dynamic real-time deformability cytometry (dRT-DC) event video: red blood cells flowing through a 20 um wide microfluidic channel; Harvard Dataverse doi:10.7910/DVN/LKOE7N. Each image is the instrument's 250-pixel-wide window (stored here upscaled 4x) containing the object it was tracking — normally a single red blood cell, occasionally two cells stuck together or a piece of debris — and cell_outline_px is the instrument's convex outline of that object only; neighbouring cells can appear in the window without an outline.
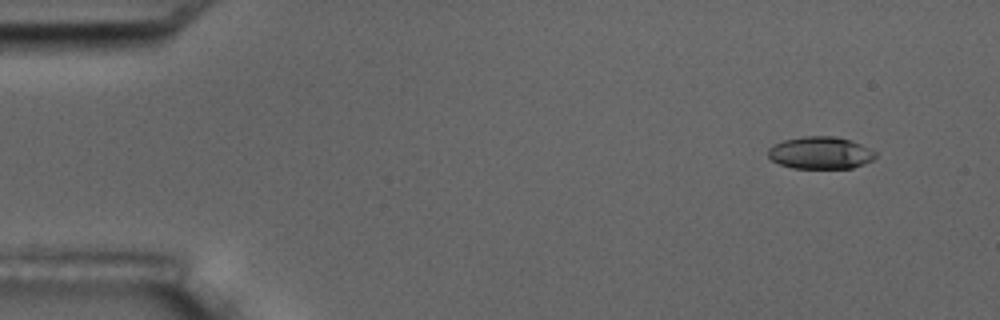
{"species": "common noctule bat (a hibernating species)", "species_latin": "Nyctalus noctula", "temperature_condition": "room temperature", "stored_images_in_passage": 5, "camera_frame_rate_fps": 3000, "um_per_image_px": 0.085, "animal": {"sex": "male", "body_mass_g": 17.5, "forearm_length_mm": 52.3}, "frame": {"image": 1, "passage_image": 1, "time_ms": 0.0, "image_size_px": [1000, 320], "cell_outline_px": [[876, 156], [872, 160], [864, 164], [852, 168], [792, 168], [780, 164], [772, 160], [768, 156], [768, 148], [784, 140], [804, 136], [836, 136], [852, 140], [876, 152]], "centroid_in_image_um": [69.74, 12.99], "position_along_channel_um": 15.3, "area_um2": 20.17}}
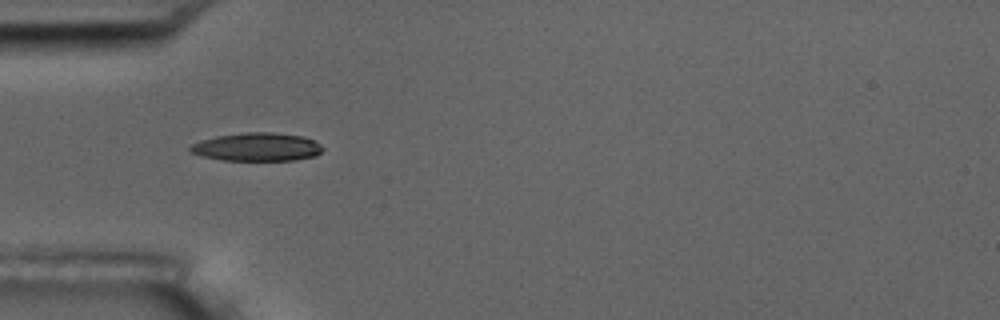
{"frame": {"image": 2, "passage_image": 4, "time_ms": 4.333, "image_size_px": [1000, 320], "cell_outline_px": [[324, 148], [316, 156], [292, 160], [224, 160], [204, 156], [188, 152], [188, 148], [192, 144], [200, 140], [216, 136], [244, 132], [272, 132], [300, 136], [312, 140], [320, 144]], "centroid_in_image_um": [21.81, 12.49], "position_along_channel_um": 63.2, "area_um2": 21.73}}